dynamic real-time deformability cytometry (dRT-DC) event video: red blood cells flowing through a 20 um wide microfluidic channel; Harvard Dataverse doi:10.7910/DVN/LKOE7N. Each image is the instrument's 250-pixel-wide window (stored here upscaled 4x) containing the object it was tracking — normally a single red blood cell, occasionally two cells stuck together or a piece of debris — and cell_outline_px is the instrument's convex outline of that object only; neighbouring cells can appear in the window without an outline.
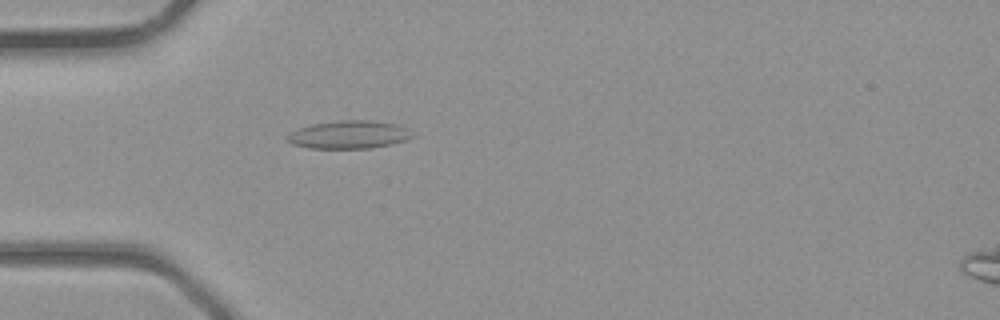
{"species": "common noctule bat (a hibernating species)", "species_latin": "Nyctalus noctula", "temperature_condition": "room temperature", "stored_images_in_passage": 31, "camera_frame_rate_fps": 3000, "um_per_image_px": 0.085, "animal": {"sex": "male", "body_mass_g": 23.1, "forearm_length_mm": 52.7}, "frame": {"image": 1, "passage_image": 3, "time_ms": 0.667, "image_size_px": [1000, 320], "cell_outline_px": [[416, 136], [408, 140], [392, 144], [368, 148], [308, 148], [292, 144], [288, 140], [288, 132], [312, 124], [340, 120], [368, 120], [396, 124], [404, 128]], "centroid_in_image_um": [29.66, 11.45], "position_along_channel_um": 55.3, "area_um2": 20.29}}
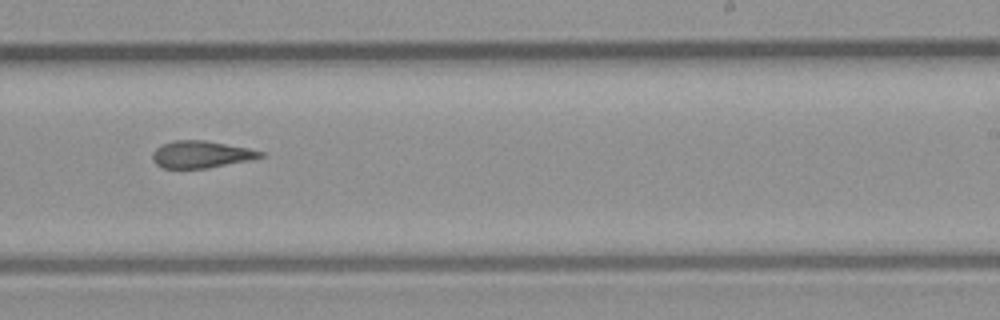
{"frame": {"image": 2, "passage_image": 16, "time_ms": 5.0, "image_size_px": [1000, 320], "cell_outline_px": [[264, 156], [248, 160], [208, 168], [164, 168], [156, 164], [152, 160], [152, 152], [160, 144], [172, 140], [204, 140], [248, 148], [264, 152]], "centroid_in_image_um": [17.04, 13.11], "position_along_channel_um": 272.0, "area_um2": 16.99}}
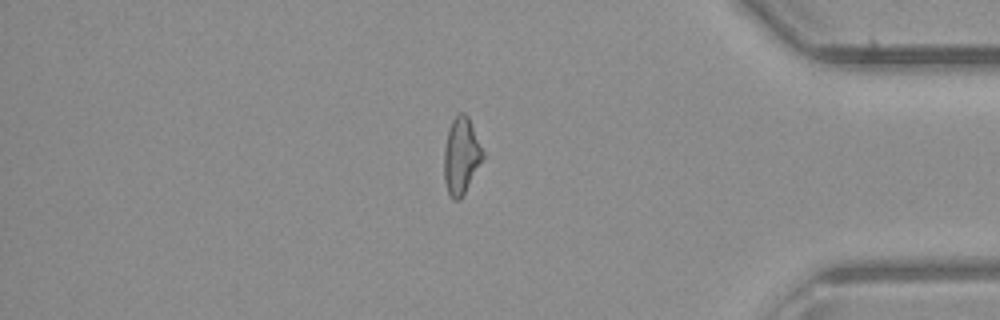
{"frame": {"image": 3, "passage_image": 25, "time_ms": 8.0, "image_size_px": [1000, 320], "cell_outline_px": [[484, 156], [460, 200], [452, 200], [448, 192], [444, 180], [444, 148], [448, 132], [452, 120], [460, 112], [464, 112], [468, 116], [484, 152]], "centroid_in_image_um": [39.19, 13.25], "position_along_channel_um": 396.0, "area_um2": 17.05}}